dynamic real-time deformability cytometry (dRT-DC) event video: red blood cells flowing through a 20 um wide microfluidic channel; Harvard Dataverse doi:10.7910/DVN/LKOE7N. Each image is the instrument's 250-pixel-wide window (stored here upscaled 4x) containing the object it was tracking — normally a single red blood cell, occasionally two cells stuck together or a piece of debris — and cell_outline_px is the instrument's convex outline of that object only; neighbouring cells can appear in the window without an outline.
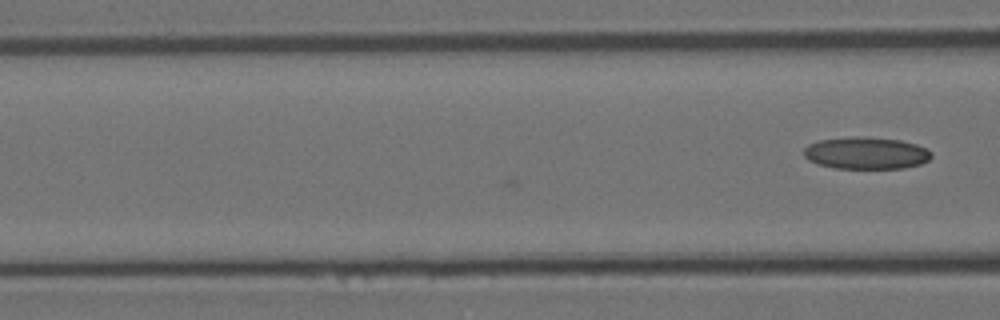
{"species": "Egyptian fruit bat (a non-hibernating species)", "species_latin": "Rousettus aegyptiacus", "temperature_condition": "room temperature", "stored_images_in_passage": 5, "camera_frame_rate_fps": 3000, "um_per_image_px": 0.085, "animal": {"sex": "female"}, "frame": {"image": 1, "passage_image": 5, "time_ms": 1.333, "image_size_px": [1000, 320], "cell_outline_px": [[932, 156], [928, 160], [920, 164], [904, 168], [836, 168], [816, 164], [808, 160], [804, 156], [804, 148], [808, 144], [820, 140], [856, 136], [900, 140], [916, 144], [932, 152]], "centroid_in_image_um": [73.6, 13.01], "position_along_channel_um": 93.0, "area_um2": 23.76}}